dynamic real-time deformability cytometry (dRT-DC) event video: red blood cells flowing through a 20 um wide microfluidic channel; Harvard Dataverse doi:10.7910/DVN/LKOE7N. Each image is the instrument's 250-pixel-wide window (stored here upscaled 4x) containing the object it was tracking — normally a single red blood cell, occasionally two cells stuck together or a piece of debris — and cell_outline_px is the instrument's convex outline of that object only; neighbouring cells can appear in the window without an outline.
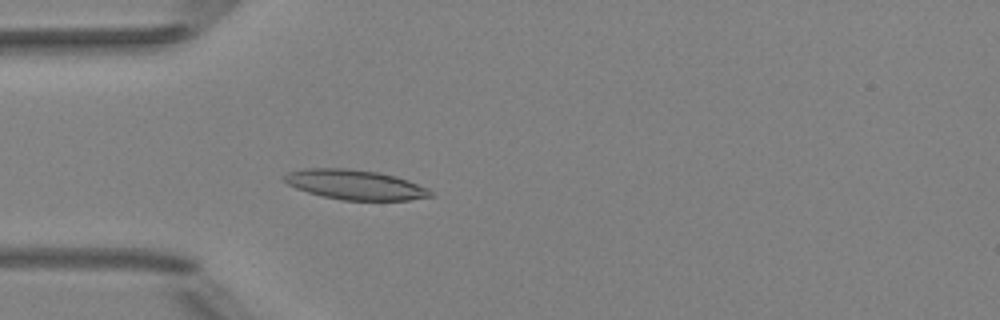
{"species": "Egyptian fruit bat (a non-hibernating species)", "species_latin": "Rousettus aegyptiacus", "temperature_condition": "room temperature", "stored_images_in_passage": 5, "camera_frame_rate_fps": 3000, "um_per_image_px": 0.085, "animal": {"sex": "female"}, "frame": {"image": 1, "passage_image": 5, "time_ms": 4.667, "image_size_px": [1000, 320], "cell_outline_px": [[436, 196], [408, 200], [340, 200], [308, 192], [296, 188], [288, 184], [280, 176], [288, 172], [304, 168], [344, 168], [380, 172], [396, 176], [408, 180], [428, 188]], "centroid_in_image_um": [30.19, 15.69], "position_along_channel_um": 54.8, "area_um2": 25.55}}